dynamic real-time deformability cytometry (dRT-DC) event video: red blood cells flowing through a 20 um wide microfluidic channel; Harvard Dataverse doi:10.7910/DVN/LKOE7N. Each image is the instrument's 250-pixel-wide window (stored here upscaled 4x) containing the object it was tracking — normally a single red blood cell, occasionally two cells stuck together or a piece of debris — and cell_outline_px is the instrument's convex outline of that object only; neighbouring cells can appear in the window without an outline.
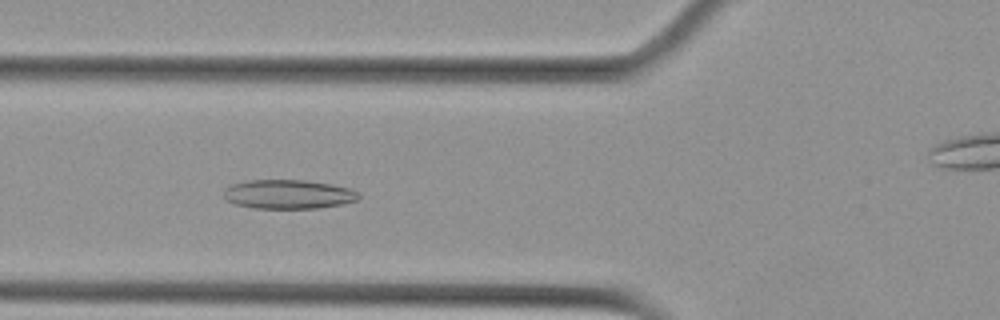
{"species": "Egyptian fruit bat (a non-hibernating species)", "species_latin": "Rousettus aegyptiacus", "temperature_condition": "cold", "stored_images_in_passage": 56, "camera_frame_rate_fps": 3000, "um_per_image_px": 0.085, "animal": {"sex": "female"}, "frame": {"image": 1, "passage_image": 20, "time_ms": 6.333, "image_size_px": [1000, 320], "cell_outline_px": [[360, 196], [356, 200], [340, 204], [316, 208], [256, 208], [236, 204], [228, 200], [224, 196], [224, 192], [232, 184], [248, 180], [304, 180], [332, 184], [352, 188]], "centroid_in_image_um": [24.53, 16.5], "position_along_channel_um": 101.3, "area_um2": 22.6}}
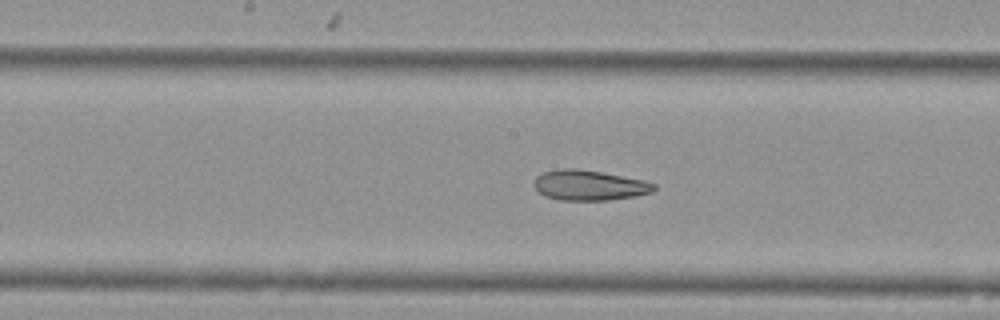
{"frame": {"image": 2, "passage_image": 28, "time_ms": 9.0, "image_size_px": [1000, 320], "cell_outline_px": [[656, 188], [652, 192], [636, 196], [608, 200], [560, 200], [544, 196], [532, 184], [536, 176], [544, 172], [560, 168], [576, 168], [600, 172], [644, 180], [656, 184]], "centroid_in_image_um": [50.07, 15.75], "position_along_channel_um": 198.1, "area_um2": 21.15}}
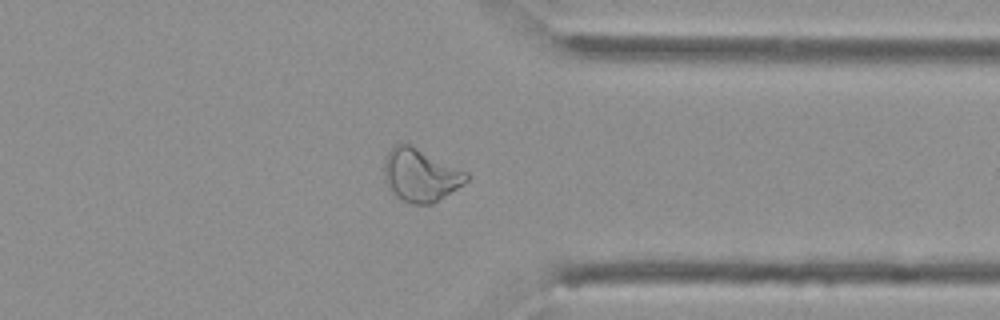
{"frame": {"image": 3, "passage_image": 43, "time_ms": 14.0, "image_size_px": [1000, 320], "cell_outline_px": [[468, 180], [464, 184], [432, 204], [412, 204], [404, 200], [384, 180], [384, 160], [388, 152], [396, 144], [408, 144], [468, 172]], "centroid_in_image_um": [35.77, 14.88], "position_along_channel_um": 375.6, "area_um2": 24.68}, "authors_computed_cell_mechanics": {"area_um2": 25.8944, "velocity_mm_per_s": 3.6273, "shape_relaxation_time_tau1_ms": null, "shape_relaxation_time_tau2_ms": 3.8095, "deformation_change_tau1": null, "deformation_change_tau2": 0.1096}}